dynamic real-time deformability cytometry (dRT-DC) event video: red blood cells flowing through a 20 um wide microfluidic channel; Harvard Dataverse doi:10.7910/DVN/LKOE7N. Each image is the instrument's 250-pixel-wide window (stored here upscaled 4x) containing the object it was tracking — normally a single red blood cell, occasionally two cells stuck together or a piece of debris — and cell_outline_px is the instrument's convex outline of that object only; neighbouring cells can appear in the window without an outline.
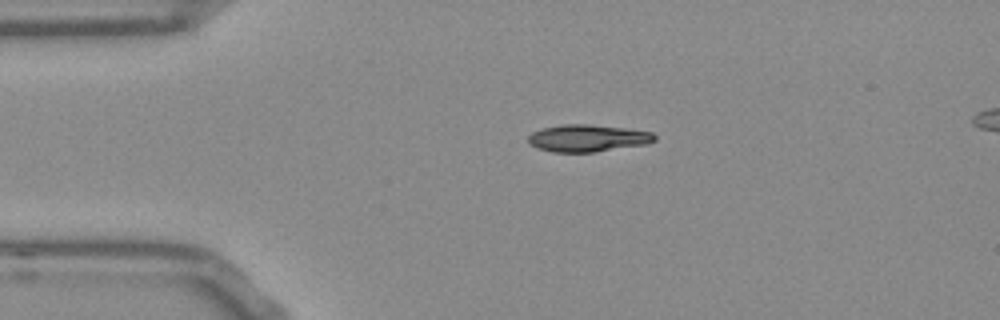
{"species": "Egyptian fruit bat (a non-hibernating species)", "species_latin": "Rousettus aegyptiacus", "temperature_condition": "room temperature", "stored_images_in_passage": 38, "camera_frame_rate_fps": 3000, "um_per_image_px": 0.085, "frame": {"image": 1, "passage_image": 1, "time_ms": 0.0, "image_size_px": [1000, 320], "cell_outline_px": [[656, 140], [648, 144], [592, 152], [552, 152], [528, 144], [528, 136], [532, 132], [540, 128], [564, 124], [588, 124], [624, 128], [652, 132], [656, 136]], "centroid_in_image_um": [49.94, 11.74], "position_along_channel_um": 35.1, "area_um2": 20.0}}
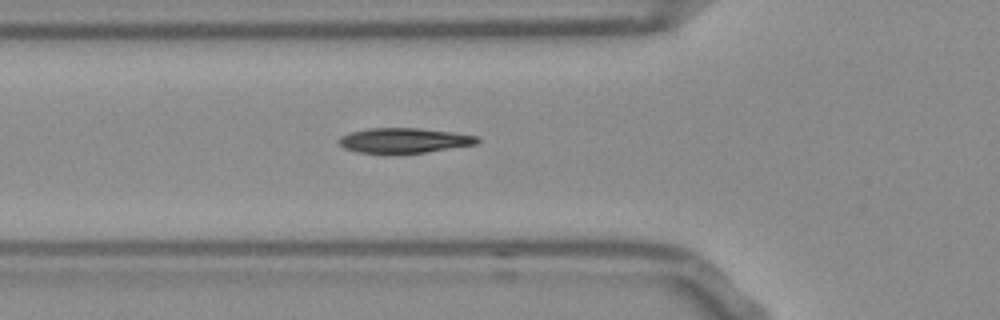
{"frame": {"image": 2, "passage_image": 8, "time_ms": 2.333, "image_size_px": [1000, 320], "cell_outline_px": [[480, 140], [476, 144], [424, 152], [356, 152], [344, 148], [336, 140], [340, 136], [348, 132], [368, 128], [420, 128], [452, 132], [480, 136]], "centroid_in_image_um": [34.32, 11.91], "position_along_channel_um": 91.5, "area_um2": 19.94}}
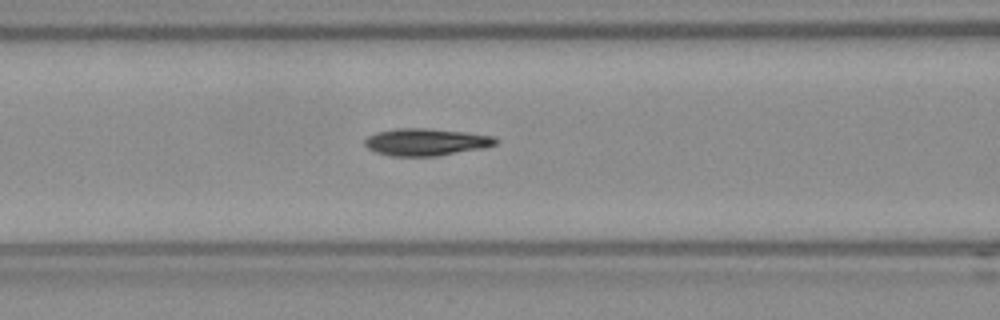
{"frame": {"image": 3, "passage_image": 11, "time_ms": 3.333, "image_size_px": [1000, 320], "cell_outline_px": [[500, 140], [496, 144], [484, 148], [436, 156], [392, 156], [376, 152], [368, 148], [364, 144], [364, 140], [368, 136], [376, 132], [396, 128], [428, 128], [464, 132], [496, 136]], "centroid_in_image_um": [36.23, 12.06], "position_along_channel_um": 130.4, "area_um2": 20.87}, "authors_computed_cell_mechanics": {"area_um2": 20.6057, "velocity_mm_per_s": 3.8125, "shape_relaxation_time_tau1_ms": 8.6662, "shape_relaxation_time_tau2_ms": 3.8249, "deformation_change_tau1": 0.2233, "deformation_change_tau2": 0.0973}}